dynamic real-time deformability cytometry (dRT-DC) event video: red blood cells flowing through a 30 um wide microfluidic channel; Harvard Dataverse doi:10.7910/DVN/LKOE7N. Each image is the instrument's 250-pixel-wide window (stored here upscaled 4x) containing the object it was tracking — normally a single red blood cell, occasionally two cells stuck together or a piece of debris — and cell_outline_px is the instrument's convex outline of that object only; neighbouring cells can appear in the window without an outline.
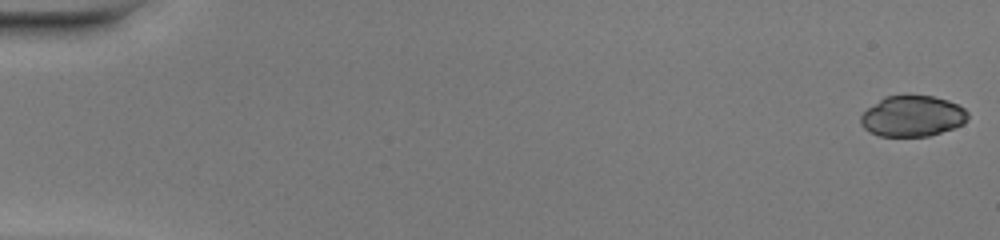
{"species": "common noctule bat (a hibernating species)", "species_latin": "Nyctalus noctula", "temperature_condition": "warm", "stored_images_in_passage": 50, "camera_frame_rate_fps": 3000, "um_per_image_px": 0.085, "animal": {"sex": "female", "body_mass_g": 20.0, "forearm_length_mm": 54.0}, "frame": {"image": 1, "passage_image": 1, "time_ms": 0.0, "image_size_px": [1000, 240], "cell_outline_px": [[968, 120], [964, 124], [928, 136], [880, 136], [868, 132], [860, 124], [860, 116], [868, 108], [884, 96], [904, 92], [932, 96], [948, 100], [964, 108], [968, 112]], "centroid_in_image_um": [77.53, 9.83], "position_along_channel_um": 7.5, "area_um2": 26.13}}
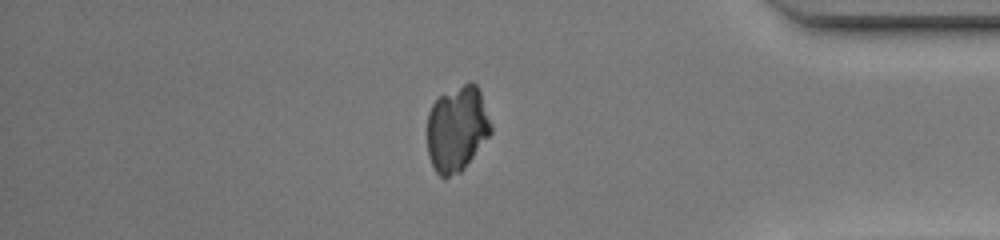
{"frame": {"image": 2, "passage_image": 43, "time_ms": 14.0, "image_size_px": [1000, 240], "cell_outline_px": [[492, 132], [464, 168], [460, 172], [444, 180], [436, 172], [428, 156], [428, 112], [432, 104], [440, 96], [472, 80], [476, 84], [480, 92], [492, 124]], "centroid_in_image_um": [38.85, 10.97], "position_along_channel_um": 396.4, "area_um2": 31.73}}
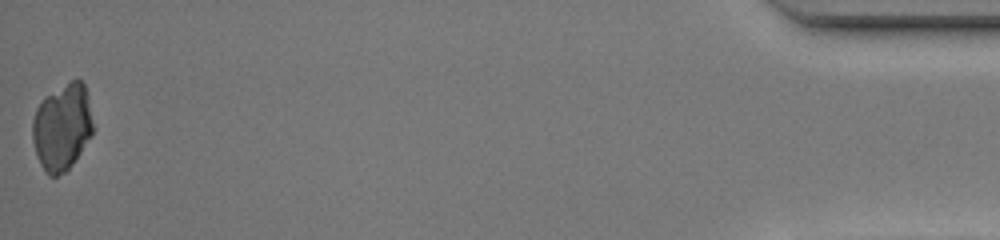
{"frame": {"image": 3, "passage_image": 50, "time_ms": 16.333, "image_size_px": [1000, 240], "cell_outline_px": [[96, 128], [92, 136], [68, 168], [64, 172], [56, 176], [48, 176], [40, 164], [36, 156], [32, 140], [32, 120], [36, 108], [40, 100], [44, 96], [72, 80], [80, 80], [84, 84], [88, 96]], "centroid_in_image_um": [5.29, 10.79], "position_along_channel_um": 429.9, "area_um2": 31.04}}